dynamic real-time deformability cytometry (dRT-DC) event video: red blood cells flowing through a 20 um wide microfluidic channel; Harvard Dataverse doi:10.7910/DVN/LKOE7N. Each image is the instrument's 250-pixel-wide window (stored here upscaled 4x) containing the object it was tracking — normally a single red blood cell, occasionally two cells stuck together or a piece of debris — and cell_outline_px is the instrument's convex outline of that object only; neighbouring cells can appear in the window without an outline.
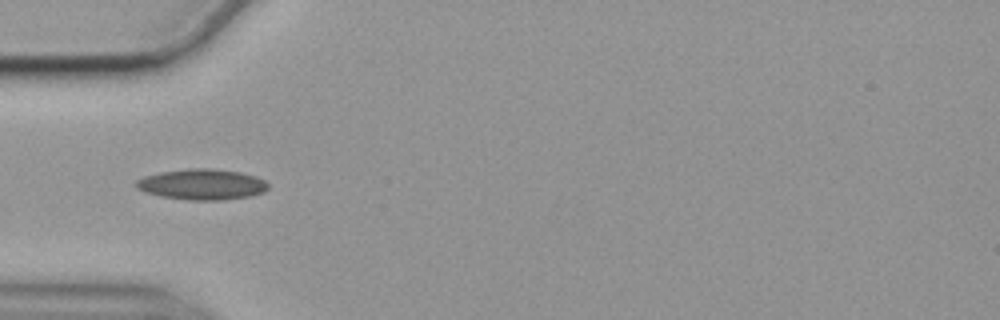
{"species": "common noctule bat (a hibernating species)", "species_latin": "Nyctalus noctula", "temperature_condition": "cold", "stored_images_in_passage": 19, "camera_frame_rate_fps": 3000, "um_per_image_px": 0.085, "animal": {"sex": "female", "body_mass_g": 19.9}, "frame": {"image": 1, "passage_image": 9, "time_ms": 2.667, "image_size_px": [1000, 320], "cell_outline_px": [[268, 188], [264, 192], [252, 196], [224, 200], [188, 200], [160, 196], [144, 192], [136, 188], [132, 184], [136, 180], [144, 176], [160, 172], [188, 168], [212, 168], [240, 172], [256, 176], [264, 180], [268, 184]], "centroid_in_image_um": [17.15, 15.67], "position_along_channel_um": 67.9, "area_um2": 23.99}}
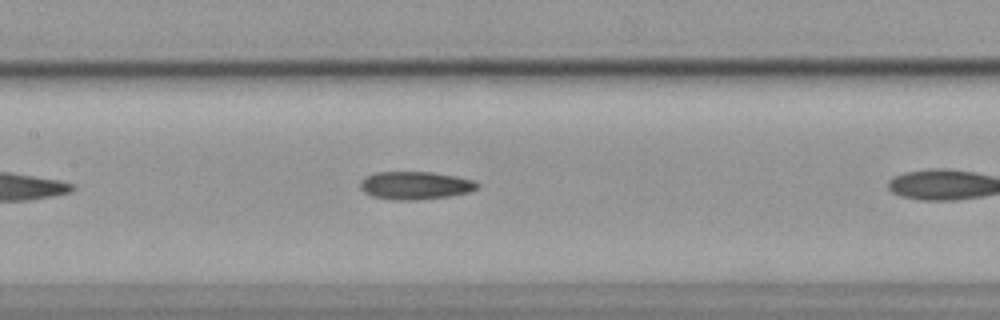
{"frame": {"image": 2, "passage_image": 14, "time_ms": 4.333, "image_size_px": [1000, 320], "cell_outline_px": [[480, 188], [472, 192], [452, 196], [416, 200], [396, 200], [372, 196], [364, 192], [360, 188], [360, 180], [364, 176], [376, 172], [432, 172], [476, 180], [480, 184]], "centroid_in_image_um": [35.34, 15.76], "position_along_channel_um": 172.1, "area_um2": 19.42}}